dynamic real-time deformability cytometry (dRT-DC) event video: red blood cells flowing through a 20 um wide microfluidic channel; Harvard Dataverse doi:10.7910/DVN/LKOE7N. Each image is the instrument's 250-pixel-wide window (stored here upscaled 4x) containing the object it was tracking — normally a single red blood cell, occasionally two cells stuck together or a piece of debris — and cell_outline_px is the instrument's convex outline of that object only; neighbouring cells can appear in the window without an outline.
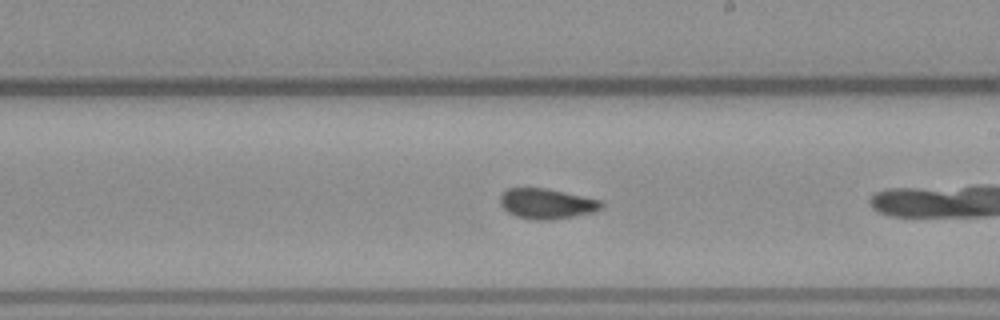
{"species": "common noctule bat (a hibernating species)", "species_latin": "Nyctalus noctula", "temperature_condition": "warm", "stored_images_in_passage": 18, "camera_frame_rate_fps": 3000, "um_per_image_px": 0.085, "animal": {"sex": "male", "body_mass_g": 23.1, "forearm_length_mm": 52.7}, "frame": {"image": 1, "passage_image": 14, "time_ms": 4.333, "image_size_px": [1000, 320], "cell_outline_px": [[604, 208], [592, 212], [572, 216], [548, 220], [536, 220], [516, 216], [508, 212], [500, 204], [500, 196], [508, 188], [544, 188], [564, 192], [600, 200], [604, 204]], "centroid_in_image_um": [46.47, 17.31], "position_along_channel_um": 242.5, "area_um2": 17.63}}
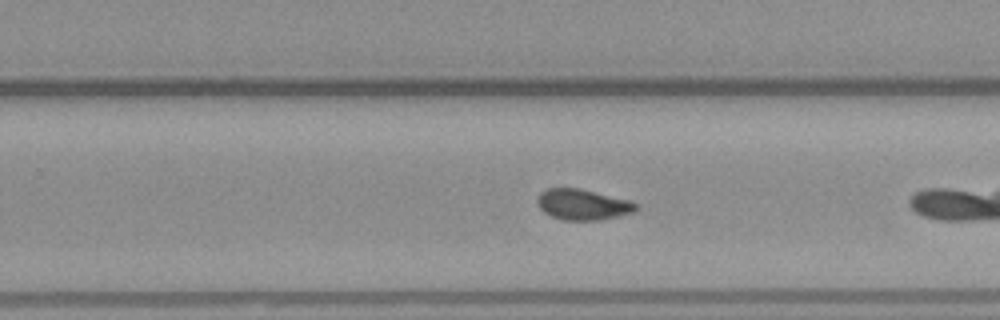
{"frame": {"image": 2, "passage_image": 17, "time_ms": 5.333, "image_size_px": [1000, 320], "cell_outline_px": [[640, 208], [636, 212], [600, 220], [564, 220], [552, 216], [544, 212], [540, 208], [536, 200], [540, 192], [544, 188], [580, 188], [632, 200], [640, 204]], "centroid_in_image_um": [49.6, 17.37], "position_along_channel_um": 280.2, "area_um2": 18.09}}